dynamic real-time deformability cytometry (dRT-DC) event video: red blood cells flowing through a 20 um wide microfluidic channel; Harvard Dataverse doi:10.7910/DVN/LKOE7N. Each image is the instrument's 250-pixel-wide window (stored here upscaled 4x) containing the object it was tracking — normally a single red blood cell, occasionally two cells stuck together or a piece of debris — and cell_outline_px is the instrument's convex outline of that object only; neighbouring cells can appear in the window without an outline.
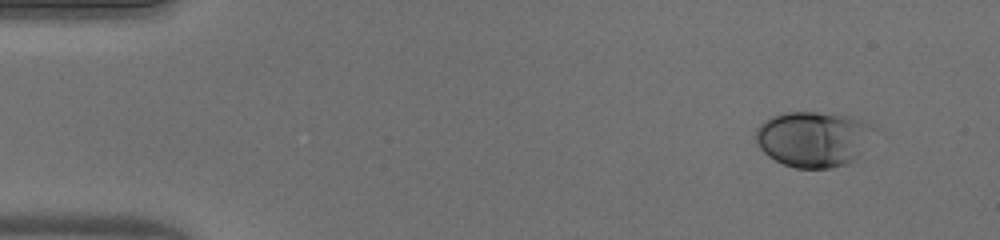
{"species": "human", "species_latin": "Homo sapiens", "temperature_condition": "warm", "stored_images_in_passage": 47, "camera_frame_rate_fps": 3000, "um_per_image_px": 0.085, "donor": {"sex": "male"}, "frame": {"image": 1, "passage_image": 1, "time_ms": 0.0, "image_size_px": [1000, 240], "cell_outline_px": [[876, 128], [856, 160], [848, 164], [832, 168], [796, 168], [784, 164], [768, 156], [760, 148], [756, 140], [756, 128], [760, 124], [772, 116], [784, 112], [816, 112], [852, 116], [876, 124]], "centroid_in_image_um": [69.17, 11.8], "position_along_channel_um": 15.8, "area_um2": 38.61}}
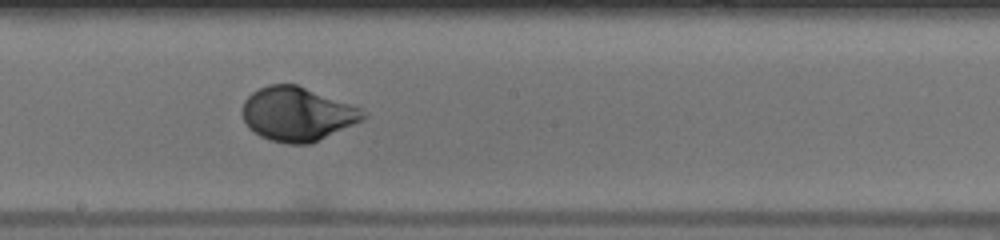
{"frame": {"image": 2, "passage_image": 25, "time_ms": 8.0, "image_size_px": [1000, 240], "cell_outline_px": [[368, 116], [312, 144], [288, 144], [272, 140], [260, 136], [248, 128], [244, 120], [244, 100], [252, 92], [268, 84], [296, 84], [360, 108]], "centroid_in_image_um": [25.24, 9.7], "position_along_channel_um": 223.0, "area_um2": 37.4}}
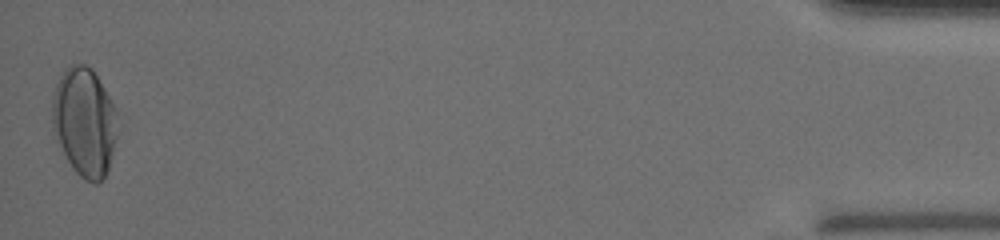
{"frame": {"image": 3, "passage_image": 47, "time_ms": 15.333, "image_size_px": [1000, 240], "cell_outline_px": [[120, 128], [108, 172], [104, 180], [96, 184], [92, 184], [84, 180], [72, 168], [56, 140], [52, 132], [52, 96], [56, 84], [64, 68], [72, 64], [84, 64], [92, 68], [116, 108]], "centroid_in_image_um": [7.2, 10.4], "position_along_channel_um": 428.0, "area_um2": 42.43}, "authors_computed_cell_mechanics": {"area_um2": 36.7608, "velocity_mm_per_s": 4.0332, "shape_relaxation_time_tau1_ms": 3.2256, "shape_relaxation_time_tau2_ms": null, "deformation_change_tau1": 0.1764, "deformation_change_tau2": null}}